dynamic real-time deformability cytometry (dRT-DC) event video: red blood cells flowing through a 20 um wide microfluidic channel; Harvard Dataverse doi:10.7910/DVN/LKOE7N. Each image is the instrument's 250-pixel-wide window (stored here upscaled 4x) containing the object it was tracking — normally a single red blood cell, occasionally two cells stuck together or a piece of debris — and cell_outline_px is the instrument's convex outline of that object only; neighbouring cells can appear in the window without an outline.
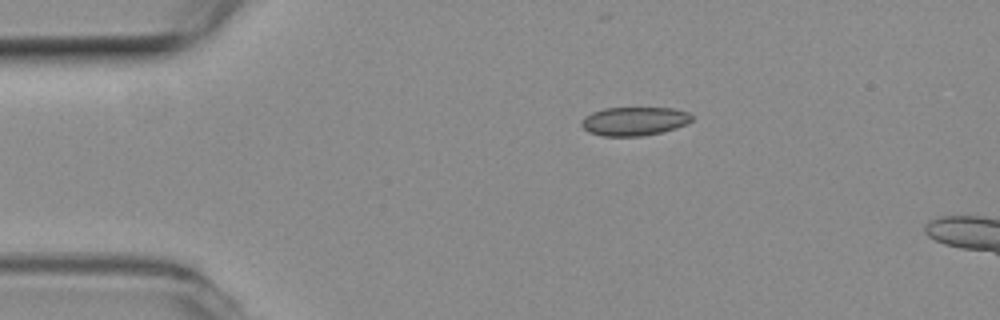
{"species": "common noctule bat (a hibernating species)", "species_latin": "Nyctalus noctula", "temperature_condition": "room temperature", "stored_images_in_passage": 3, "camera_frame_rate_fps": 3000, "um_per_image_px": 0.085, "animal": {"sex": "female", "body_mass_g": 19.3, "forearm_length_mm": 54.1}, "frame": {"image": 1, "passage_image": 1, "time_ms": 0.0, "image_size_px": [1000, 320], "cell_outline_px": [[692, 120], [676, 128], [644, 136], [604, 136], [588, 132], [580, 124], [580, 120], [584, 116], [592, 112], [604, 108], [672, 108], [688, 112], [692, 116]], "centroid_in_image_um": [53.87, 10.3], "position_along_channel_um": 31.1, "area_um2": 18.44}}